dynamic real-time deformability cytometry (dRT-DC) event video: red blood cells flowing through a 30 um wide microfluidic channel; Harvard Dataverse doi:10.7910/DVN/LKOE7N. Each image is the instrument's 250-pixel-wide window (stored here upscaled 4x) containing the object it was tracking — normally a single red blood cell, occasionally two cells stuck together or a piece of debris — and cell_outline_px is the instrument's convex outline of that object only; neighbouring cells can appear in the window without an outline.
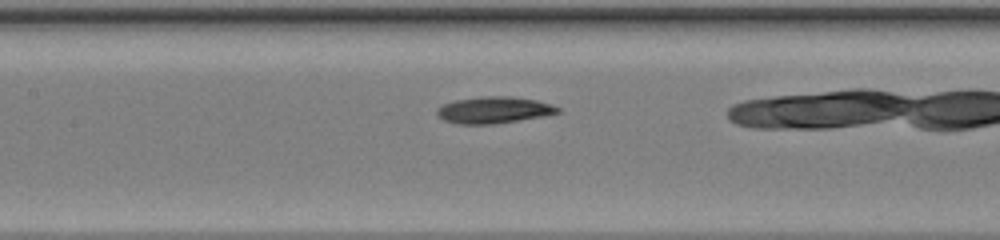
{"species": "common noctule bat (a hibernating species)", "species_latin": "Nyctalus noctula", "temperature_condition": "warm", "stored_images_in_passage": 28, "camera_frame_rate_fps": 3000, "um_per_image_px": 0.085, "animal": {"sex": "female", "body_mass_g": 20.0, "forearm_length_mm": 54.0}, "frame": {"image": 1, "passage_image": 12, "time_ms": 3.667, "image_size_px": [1000, 240], "cell_outline_px": [[560, 112], [544, 116], [492, 124], [456, 124], [444, 120], [436, 116], [436, 108], [440, 104], [456, 100], [480, 96], [508, 96], [536, 100], [552, 104], [560, 108]], "centroid_in_image_um": [41.92, 9.35], "position_along_channel_um": 165.5, "area_um2": 18.9}}
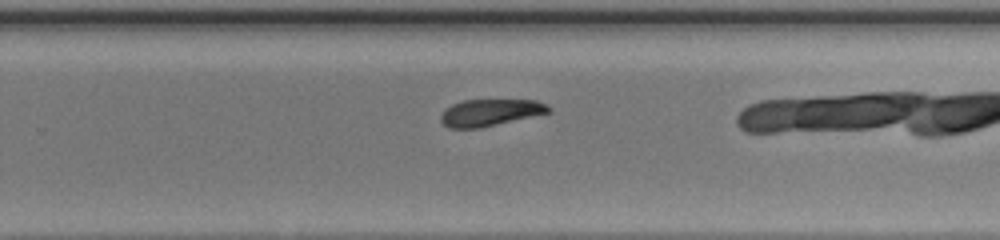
{"frame": {"image": 2, "passage_image": 21, "time_ms": 6.667, "image_size_px": [1000, 240], "cell_outline_px": [[552, 112], [480, 128], [448, 128], [440, 120], [440, 116], [444, 108], [452, 104], [464, 100], [536, 100], [552, 108]], "centroid_in_image_um": [41.65, 9.57], "position_along_channel_um": 288.2, "area_um2": 16.94}}
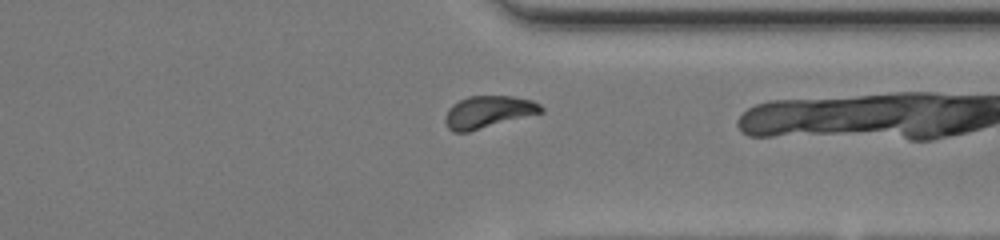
{"frame": {"image": 3, "passage_image": 27, "time_ms": 8.667, "image_size_px": [1000, 240], "cell_outline_px": [[544, 112], [468, 132], [452, 132], [448, 128], [444, 120], [444, 116], [448, 108], [452, 104], [468, 96], [512, 96], [532, 100], [540, 104], [544, 108]], "centroid_in_image_um": [41.49, 9.51], "position_along_channel_um": 369.9, "area_um2": 18.09}}